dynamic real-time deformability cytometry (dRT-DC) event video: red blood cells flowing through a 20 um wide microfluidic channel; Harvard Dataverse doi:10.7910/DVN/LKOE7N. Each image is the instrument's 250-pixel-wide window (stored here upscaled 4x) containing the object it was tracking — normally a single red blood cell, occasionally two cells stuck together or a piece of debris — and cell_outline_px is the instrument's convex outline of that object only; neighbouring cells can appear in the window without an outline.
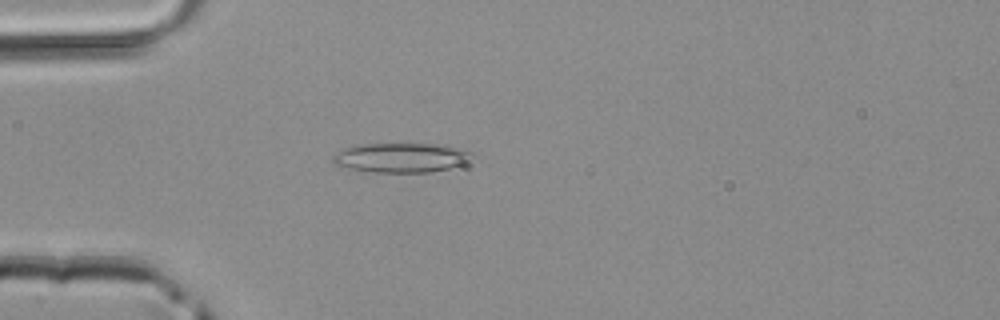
{"species": "common noctule bat (a hibernating species)", "species_latin": "Nyctalus noctula", "temperature_condition": "room temperature", "stored_images_in_passage": 2, "camera_frame_rate_fps": 3000, "um_per_image_px": 0.085, "animal": {"sex": "male", "body_mass_g": 20.4}, "frame": {"image": 1, "passage_image": 2, "time_ms": 0.333, "image_size_px": [1000, 320], "cell_outline_px": [[472, 152], [468, 164], [452, 168], [432, 172], [372, 172], [340, 168], [332, 160], [332, 156], [336, 152], [360, 144], [436, 144], [468, 148]], "centroid_in_image_um": [34.16, 13.41], "position_along_channel_um": 50.8, "area_um2": 24.39}}